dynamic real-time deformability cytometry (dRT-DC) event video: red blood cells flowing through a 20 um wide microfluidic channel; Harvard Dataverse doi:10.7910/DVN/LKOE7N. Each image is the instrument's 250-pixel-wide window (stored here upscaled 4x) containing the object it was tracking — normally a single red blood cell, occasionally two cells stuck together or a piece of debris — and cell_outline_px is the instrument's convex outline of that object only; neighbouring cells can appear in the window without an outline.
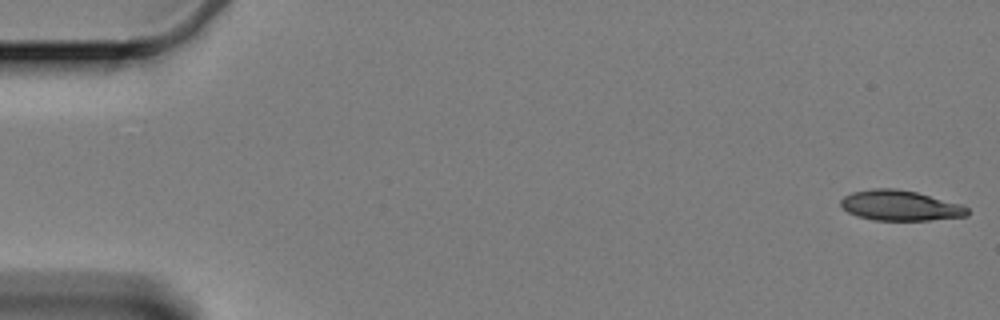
{"species": "Egyptian fruit bat (a non-hibernating species)", "species_latin": "Rousettus aegyptiacus", "temperature_condition": "cold", "stored_images_in_passage": 59, "camera_frame_rate_fps": 3000, "um_per_image_px": 0.085, "animal": {"sex": "female"}, "frame": {"image": 1, "passage_image": 1, "time_ms": 0.0, "image_size_px": [1000, 320], "cell_outline_px": [[968, 216], [928, 220], [876, 220], [860, 216], [848, 212], [840, 204], [840, 200], [844, 196], [852, 192], [872, 188], [896, 188], [916, 192], [964, 204], [968, 208]], "centroid_in_image_um": [76.55, 17.46], "position_along_channel_um": 8.5, "area_um2": 22.37}}
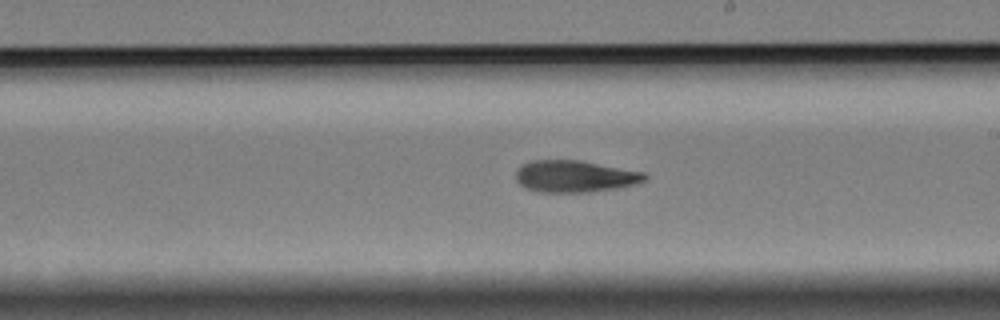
{"frame": {"image": 2, "passage_image": 34, "time_ms": 11.0, "image_size_px": [1000, 320], "cell_outline_px": [[648, 176], [644, 180], [636, 184], [616, 188], [588, 192], [536, 192], [524, 188], [516, 180], [516, 172], [520, 164], [532, 160], [580, 160], [644, 172]], "centroid_in_image_um": [48.82, 14.99], "position_along_channel_um": 240.2, "area_um2": 24.04}}
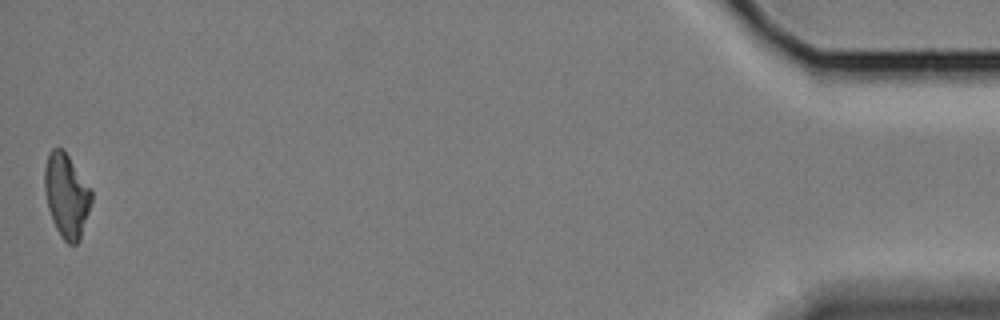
{"frame": {"image": 3, "passage_image": 59, "time_ms": 19.333, "image_size_px": [1000, 320], "cell_outline_px": [[92, 200], [80, 240], [76, 244], [68, 244], [60, 236], [52, 220], [48, 208], [44, 192], [44, 168], [48, 152], [52, 148], [64, 148], [92, 192]], "centroid_in_image_um": [5.63, 16.61], "position_along_channel_um": 429.6, "area_um2": 23.0}}